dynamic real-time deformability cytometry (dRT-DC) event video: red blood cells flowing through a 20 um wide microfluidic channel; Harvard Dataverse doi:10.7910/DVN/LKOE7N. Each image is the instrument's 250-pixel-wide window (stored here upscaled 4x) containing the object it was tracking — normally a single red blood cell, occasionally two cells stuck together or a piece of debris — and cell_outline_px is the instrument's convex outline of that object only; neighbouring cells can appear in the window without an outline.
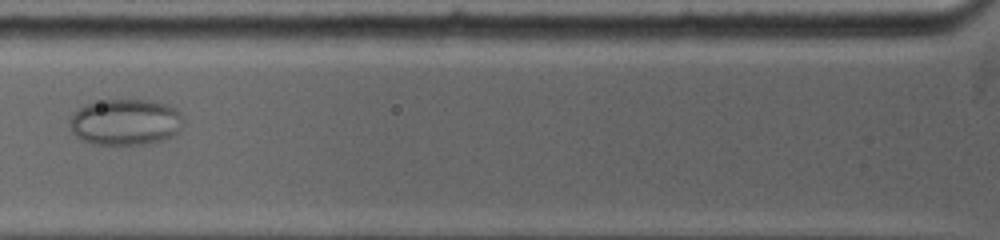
{"species": "common noctule bat (a hibernating species)", "species_latin": "Nyctalus noctula", "temperature_condition": "warm", "stored_images_in_passage": 16, "camera_frame_rate_fps": 5000, "um_per_image_px": 0.085, "animal": {"sex": "female", "body_mass_g": 19.0, "forearm_length_mm": 53.3}, "frame": {"image": 1, "passage_image": 3, "time_ms": 1.4, "image_size_px": [1000, 240], "cell_outline_px": [[184, 120], [176, 136], [144, 144], [96, 144], [84, 140], [76, 136], [72, 132], [68, 120], [80, 108], [88, 104], [104, 100], [148, 100], [164, 104], [176, 108]], "centroid_in_image_um": [10.69, 10.38], "position_along_channel_um": 115.1, "area_um2": 30.35}}